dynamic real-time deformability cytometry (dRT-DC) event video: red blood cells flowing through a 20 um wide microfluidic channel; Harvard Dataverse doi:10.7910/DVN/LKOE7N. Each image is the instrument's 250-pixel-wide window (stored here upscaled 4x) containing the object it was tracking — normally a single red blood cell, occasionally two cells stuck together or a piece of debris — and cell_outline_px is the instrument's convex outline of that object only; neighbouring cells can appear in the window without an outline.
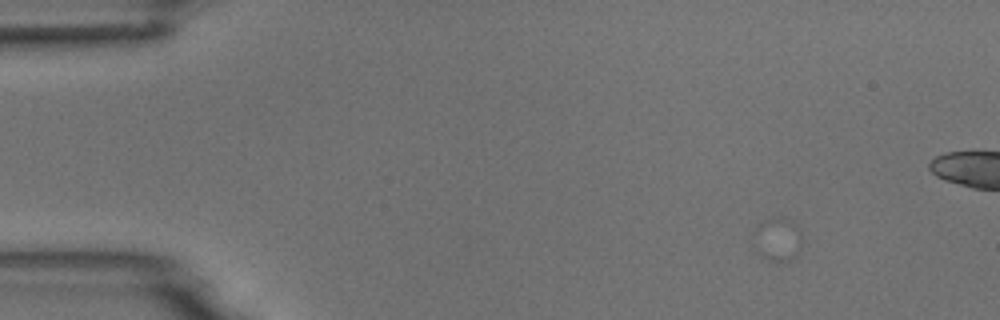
{"species": "common noctule bat (a hibernating species)", "species_latin": "Nyctalus noctula", "temperature_condition": "room temperature", "stored_images_in_passage": 5, "camera_frame_rate_fps": 3000, "um_per_image_px": 0.085, "animal": {"sex": "male", "body_mass_g": 18.8}, "frame": {"image": 1, "passage_image": 1, "time_ms": 0.0, "image_size_px": [1000, 320], "cell_outline_px": [[800, 256], [788, 260], [768, 260], [756, 252], [752, 248], [756, 228], [764, 220], [772, 216], [784, 216], [800, 228]], "centroid_in_image_um": [66.09, 20.33], "position_along_channel_um": 18.9, "area_um2": 12.54}}